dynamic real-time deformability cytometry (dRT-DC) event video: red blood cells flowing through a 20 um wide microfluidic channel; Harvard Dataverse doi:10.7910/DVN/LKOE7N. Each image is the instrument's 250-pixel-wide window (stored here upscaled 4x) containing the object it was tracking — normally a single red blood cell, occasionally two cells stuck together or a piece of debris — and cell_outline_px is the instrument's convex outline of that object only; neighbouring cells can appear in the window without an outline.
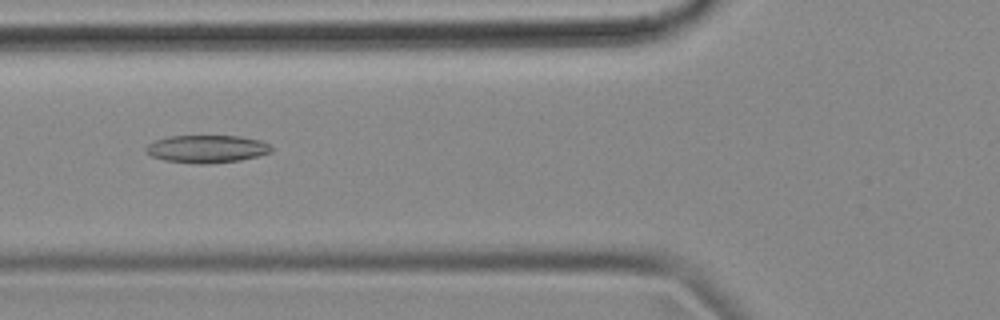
{"species": "common noctule bat (a hibernating species)", "species_latin": "Nyctalus noctula", "temperature_condition": "cold", "stored_images_in_passage": 54, "camera_frame_rate_fps": 3000, "um_per_image_px": 0.085, "animal": {"sex": "female", "body_mass_g": 18.4}, "frame": {"image": 1, "passage_image": 20, "time_ms": 6.333, "image_size_px": [1000, 320], "cell_outline_px": [[272, 152], [240, 160], [208, 164], [196, 164], [164, 160], [152, 156], [144, 152], [144, 148], [148, 144], [156, 140], [168, 136], [240, 136], [260, 140], [268, 144], [272, 148]], "centroid_in_image_um": [17.55, 12.66], "position_along_channel_um": 108.3, "area_um2": 20.29}}
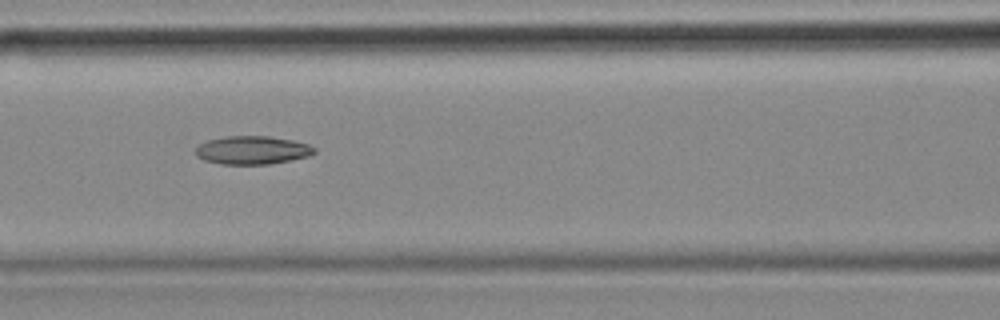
{"frame": {"image": 2, "passage_image": 23, "time_ms": 7.333, "image_size_px": [1000, 320], "cell_outline_px": [[316, 152], [308, 156], [268, 164], [220, 164], [204, 160], [196, 156], [196, 148], [200, 144], [208, 140], [224, 136], [268, 136], [292, 140], [308, 144], [316, 148]], "centroid_in_image_um": [21.43, 12.76], "position_along_channel_um": 145.2, "area_um2": 19.48}}
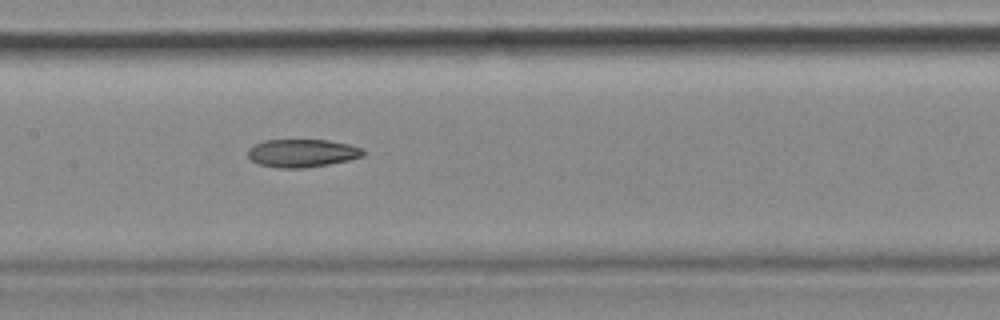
{"frame": {"image": 3, "passage_image": 26, "time_ms": 8.333, "image_size_px": [1000, 320], "cell_outline_px": [[364, 156], [348, 160], [328, 164], [304, 168], [280, 168], [260, 164], [252, 160], [248, 156], [248, 148], [264, 140], [328, 140], [348, 144], [364, 148]], "centroid_in_image_um": [25.7, 13.01], "position_along_channel_um": 181.7, "area_um2": 18.73}}